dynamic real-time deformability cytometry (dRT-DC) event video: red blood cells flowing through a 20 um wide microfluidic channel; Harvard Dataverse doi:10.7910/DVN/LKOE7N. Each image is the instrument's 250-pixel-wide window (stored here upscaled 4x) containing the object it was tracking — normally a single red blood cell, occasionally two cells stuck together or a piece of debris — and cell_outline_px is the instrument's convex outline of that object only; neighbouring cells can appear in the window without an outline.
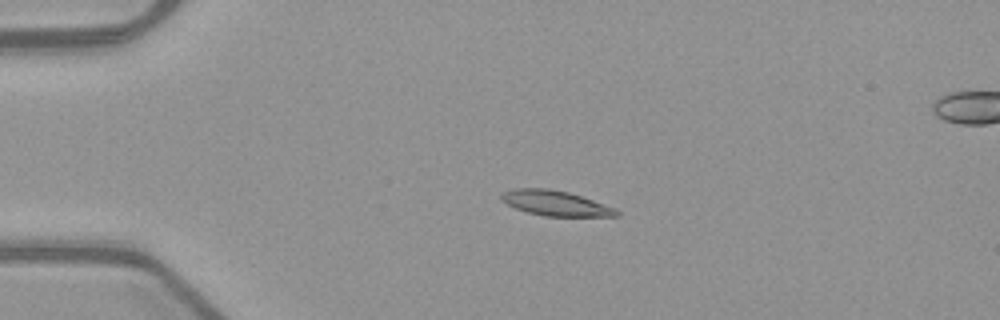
{"species": "common noctule bat (a hibernating species)", "species_latin": "Nyctalus noctula", "temperature_condition": "warm", "stored_images_in_passage": 49, "camera_frame_rate_fps": 3000, "um_per_image_px": 0.085, "animal": {"sex": "female", "body_mass_g": 21.9}, "frame": {"image": 1, "passage_image": 9, "time_ms": 2.667, "image_size_px": [1000, 320], "cell_outline_px": [[620, 216], [544, 216], [528, 212], [516, 208], [500, 200], [500, 196], [504, 192], [516, 188], [548, 188], [568, 192], [616, 208], [620, 212]], "centroid_in_image_um": [47.22, 17.27], "position_along_channel_um": 37.8, "area_um2": 16.7}}
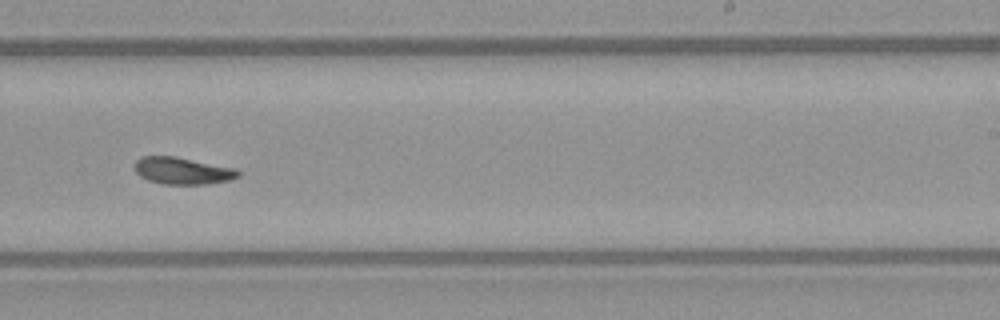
{"frame": {"image": 2, "passage_image": 30, "time_ms": 9.667, "image_size_px": [1000, 320], "cell_outline_px": [[240, 176], [232, 180], [208, 184], [164, 184], [148, 180], [140, 176], [136, 172], [132, 164], [140, 156], [176, 156], [236, 168], [240, 172]], "centroid_in_image_um": [15.51, 14.51], "position_along_channel_um": 273.5, "area_um2": 16.59}}
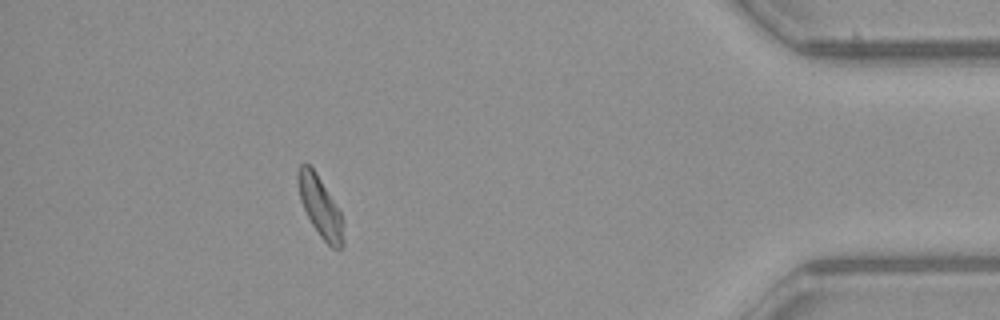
{"frame": {"image": 3, "passage_image": 44, "time_ms": 14.333, "image_size_px": [1000, 320], "cell_outline_px": [[344, 244], [340, 248], [332, 248], [320, 236], [312, 224], [300, 200], [296, 180], [296, 172], [300, 164], [308, 164], [316, 172], [340, 212], [344, 220]], "centroid_in_image_um": [27.21, 17.57], "position_along_channel_um": 408.0, "area_um2": 16.01}, "authors_computed_cell_mechanics": {"area_um2": 16.5886, "velocity_mm_per_s": 3.9588, "shape_relaxation_time_tau1_ms": 8.8563, "shape_relaxation_time_tau2_ms": 5.7061, "deformation_change_tau1": 0.2067, "deformation_change_tau2": 0.1185}}